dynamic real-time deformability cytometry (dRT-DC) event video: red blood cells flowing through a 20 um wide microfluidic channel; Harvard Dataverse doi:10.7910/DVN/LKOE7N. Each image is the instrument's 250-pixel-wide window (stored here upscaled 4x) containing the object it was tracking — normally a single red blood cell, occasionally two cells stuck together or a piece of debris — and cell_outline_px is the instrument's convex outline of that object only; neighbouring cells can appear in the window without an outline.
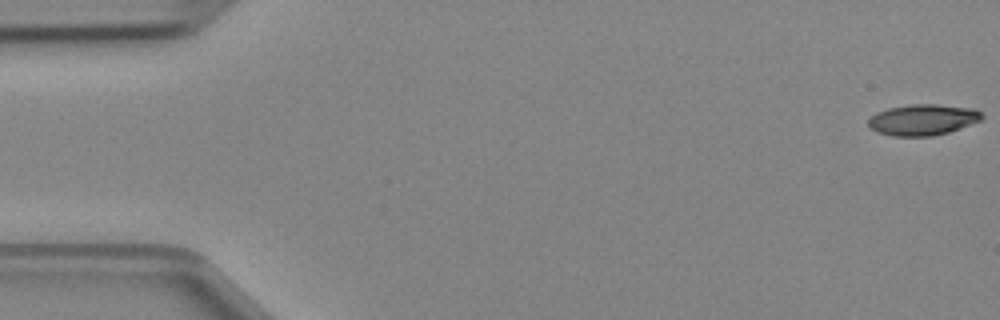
{"species": "Egyptian fruit bat (a non-hibernating species)", "species_latin": "Rousettus aegyptiacus", "temperature_condition": "cold", "stored_images_in_passage": 6, "camera_frame_rate_fps": 3000, "um_per_image_px": 0.085, "animal": {"sex": "female"}, "frame": {"image": 1, "passage_image": 1, "time_ms": 0.0, "image_size_px": [1000, 320], "cell_outline_px": [[984, 116], [980, 120], [960, 128], [948, 132], [932, 136], [892, 136], [876, 132], [868, 128], [868, 120], [876, 112], [888, 108], [912, 104], [936, 104], [976, 108]], "centroid_in_image_um": [78.41, 10.17], "position_along_channel_um": 6.6, "area_um2": 20.63}}
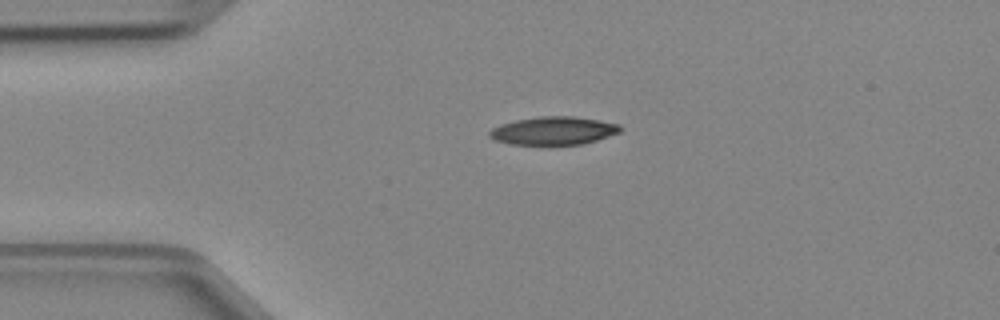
{"frame": {"image": 2, "passage_image": 4, "time_ms": 1.0, "image_size_px": [1000, 320], "cell_outline_px": [[624, 128], [620, 132], [596, 140], [580, 144], [552, 148], [544, 148], [512, 144], [496, 140], [488, 136], [488, 132], [492, 128], [500, 124], [516, 120], [540, 116], [572, 116], [600, 120], [620, 124]], "centroid_in_image_um": [47.04, 11.16], "position_along_channel_um": 38.0, "area_um2": 22.43}}